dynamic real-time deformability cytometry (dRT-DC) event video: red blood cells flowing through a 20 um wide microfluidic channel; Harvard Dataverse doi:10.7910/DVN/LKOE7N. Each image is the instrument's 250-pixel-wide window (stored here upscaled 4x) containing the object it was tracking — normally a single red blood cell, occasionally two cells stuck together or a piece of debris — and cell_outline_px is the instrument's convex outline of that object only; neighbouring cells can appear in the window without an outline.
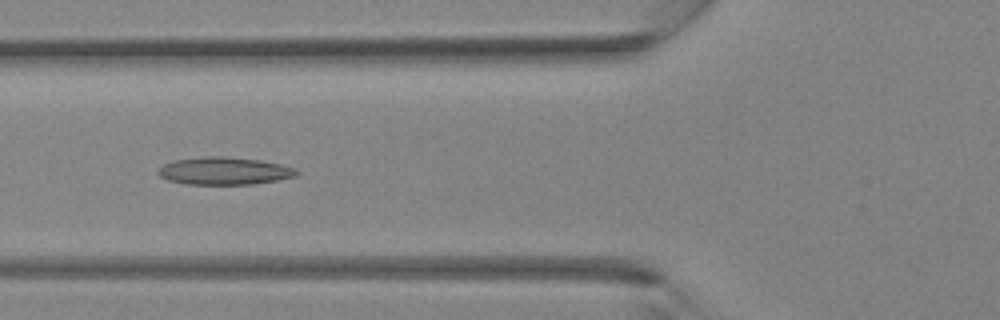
{"species": "Egyptian fruit bat (a non-hibernating species)", "species_latin": "Rousettus aegyptiacus", "temperature_condition": "room temperature", "stored_images_in_passage": 30, "camera_frame_rate_fps": 3000, "um_per_image_px": 0.085, "animal": {"sex": "female"}, "frame": {"image": 1, "passage_image": 8, "time_ms": 2.333, "image_size_px": [1000, 320], "cell_outline_px": [[300, 172], [296, 176], [276, 180], [252, 184], [184, 184], [168, 180], [160, 176], [156, 172], [164, 164], [176, 160], [204, 156], [224, 156], [260, 160], [280, 164], [296, 168]], "centroid_in_image_um": [19.07, 14.53], "position_along_channel_um": 106.7, "area_um2": 22.2}}
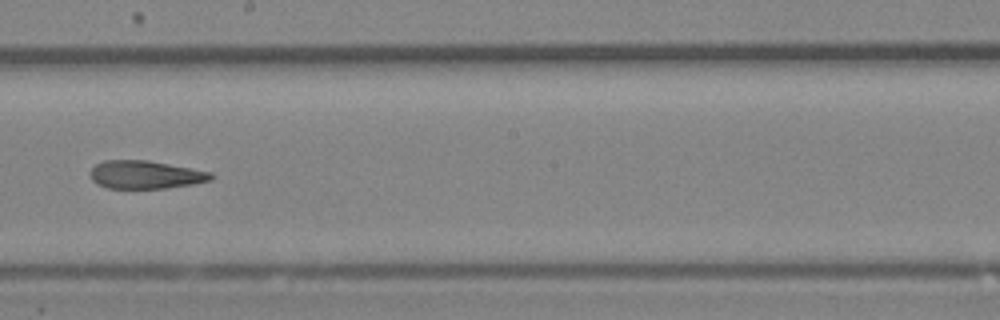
{"frame": {"image": 2, "passage_image": 15, "time_ms": 4.667, "image_size_px": [1000, 320], "cell_outline_px": [[212, 180], [192, 184], [168, 188], [108, 188], [96, 184], [92, 180], [92, 168], [96, 164], [104, 160], [148, 160], [212, 172]], "centroid_in_image_um": [12.37, 14.85], "position_along_channel_um": 235.8, "area_um2": 19.65}}
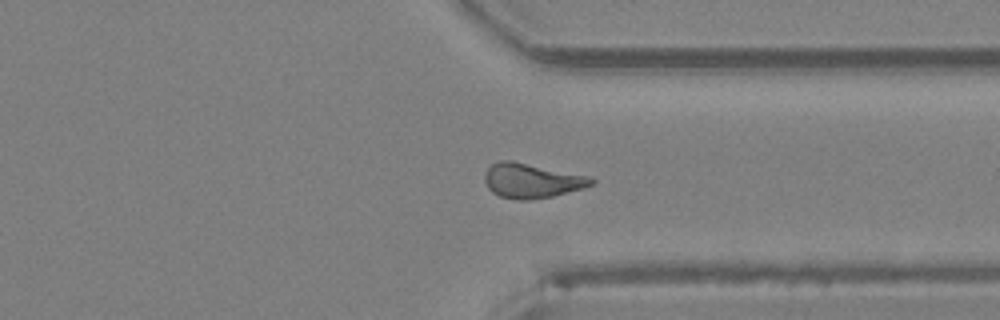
{"frame": {"image": 3, "passage_image": 22, "time_ms": 7.0, "image_size_px": [1000, 320], "cell_outline_px": [[596, 184], [584, 188], [552, 196], [528, 200], [520, 200], [500, 196], [492, 192], [488, 188], [484, 180], [484, 172], [492, 164], [500, 160], [512, 160], [588, 176], [596, 180]], "centroid_in_image_um": [45.2, 15.35], "position_along_channel_um": 366.2, "area_um2": 21.56}}